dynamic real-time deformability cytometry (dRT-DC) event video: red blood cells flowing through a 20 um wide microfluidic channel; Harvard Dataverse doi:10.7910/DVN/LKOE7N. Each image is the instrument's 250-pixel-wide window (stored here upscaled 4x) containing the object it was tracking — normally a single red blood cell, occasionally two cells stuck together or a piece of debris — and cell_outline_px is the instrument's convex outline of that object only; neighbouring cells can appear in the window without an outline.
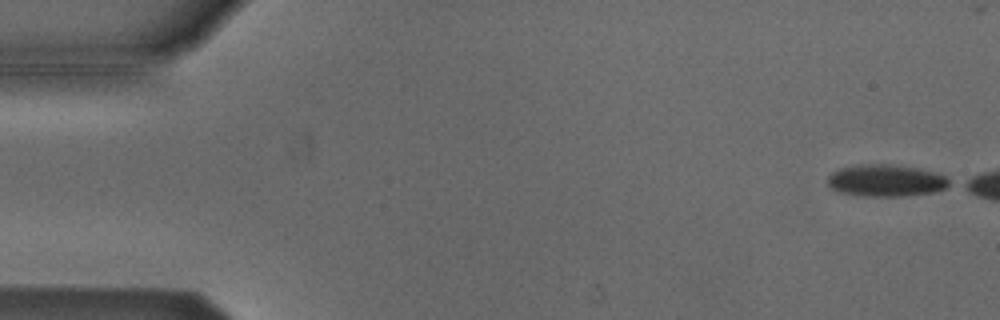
{"species": "Egyptian fruit bat (a non-hibernating species)", "species_latin": "Rousettus aegyptiacus", "temperature_condition": "cold", "stored_images_in_passage": 9, "camera_frame_rate_fps": 3000, "um_per_image_px": 0.085, "animal": {"sex": "male"}, "frame": {"image": 1, "passage_image": 1, "time_ms": 0.0, "image_size_px": [1000, 320], "cell_outline_px": [[952, 184], [944, 188], [932, 192], [904, 196], [864, 196], [840, 192], [832, 188], [828, 184], [828, 176], [832, 172], [840, 168], [856, 164], [888, 164], [920, 168], [944, 176], [952, 180]], "centroid_in_image_um": [75.31, 15.34], "position_along_channel_um": 9.7, "area_um2": 22.66}}